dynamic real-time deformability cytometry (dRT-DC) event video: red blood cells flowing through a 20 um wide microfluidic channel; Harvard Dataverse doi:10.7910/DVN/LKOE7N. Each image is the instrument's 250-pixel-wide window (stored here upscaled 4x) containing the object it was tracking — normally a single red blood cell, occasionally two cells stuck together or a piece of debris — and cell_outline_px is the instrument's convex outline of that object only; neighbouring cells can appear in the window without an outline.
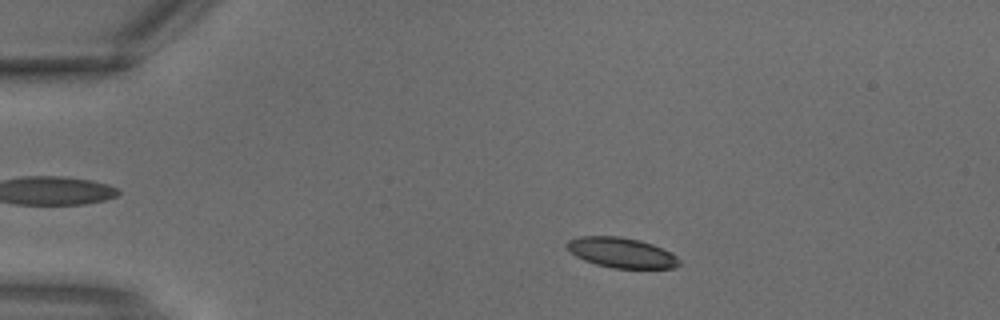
{"species": "common noctule bat (a hibernating species)", "species_latin": "Nyctalus noctula", "temperature_condition": "warm", "stored_images_in_passage": 2, "camera_frame_rate_fps": 3000, "um_per_image_px": 0.085, "animal": {"sex": "male", "body_mass_g": 18.8}, "frame": {"image": 1, "passage_image": 1, "time_ms": 0.0, "image_size_px": [1000, 320], "cell_outline_px": [[680, 264], [676, 268], [612, 268], [596, 264], [584, 260], [576, 256], [564, 244], [568, 240], [580, 236], [620, 236], [640, 240], [652, 244], [676, 256], [680, 260]], "centroid_in_image_um": [52.81, 21.47], "position_along_channel_um": 32.2, "area_um2": 19.65}}